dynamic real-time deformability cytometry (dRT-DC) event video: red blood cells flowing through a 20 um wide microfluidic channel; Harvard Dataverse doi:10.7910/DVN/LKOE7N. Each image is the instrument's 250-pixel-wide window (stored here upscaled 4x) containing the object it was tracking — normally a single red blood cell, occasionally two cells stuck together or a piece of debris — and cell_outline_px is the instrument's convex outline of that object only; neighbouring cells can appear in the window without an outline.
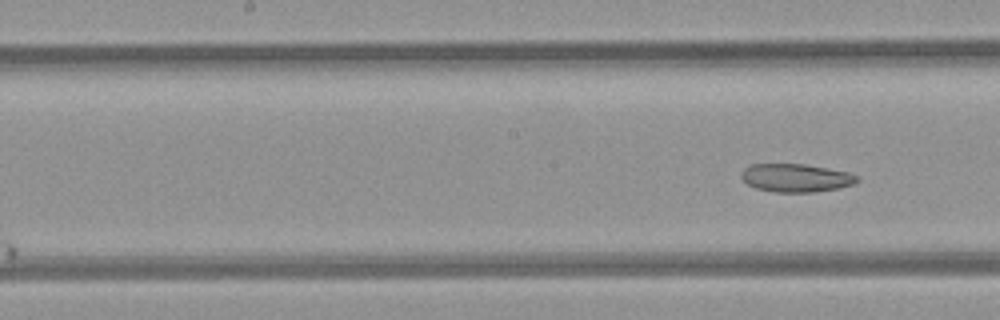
{"species": "common noctule bat (a hibernating species)", "species_latin": "Nyctalus noctula", "temperature_condition": "room temperature", "stored_images_in_passage": 12, "camera_frame_rate_fps": 3000, "um_per_image_px": 0.085, "animal": {"sex": "female", "body_mass_g": 21.9}, "frame": {"image": 1, "passage_image": 12, "time_ms": 13.667, "image_size_px": [1000, 320], "cell_outline_px": [[860, 180], [852, 184], [836, 188], [812, 192], [776, 192], [756, 188], [748, 184], [740, 176], [744, 168], [752, 164], [804, 164], [828, 168], [848, 172], [860, 176]], "centroid_in_image_um": [67.66, 15.11], "position_along_channel_um": 180.5, "area_um2": 18.9}}